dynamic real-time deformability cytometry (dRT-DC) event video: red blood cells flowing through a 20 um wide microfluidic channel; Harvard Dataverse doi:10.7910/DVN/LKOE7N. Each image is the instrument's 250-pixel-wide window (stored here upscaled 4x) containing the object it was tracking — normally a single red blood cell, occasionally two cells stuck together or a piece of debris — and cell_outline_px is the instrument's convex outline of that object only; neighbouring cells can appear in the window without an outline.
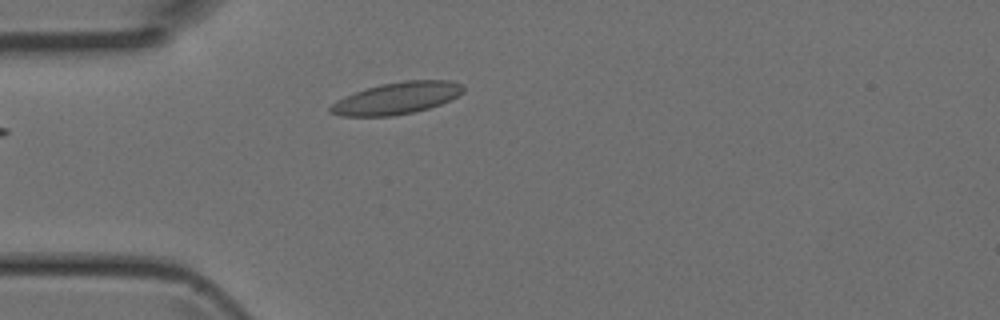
{"species": "Egyptian fruit bat (a non-hibernating species)", "species_latin": "Rousettus aegyptiacus", "temperature_condition": "room temperature", "stored_images_in_passage": 3, "camera_frame_rate_fps": 3000, "um_per_image_px": 0.085, "animal": {"sex": "female"}, "frame": {"image": 1, "passage_image": 3, "time_ms": 0.667, "image_size_px": [1000, 320], "cell_outline_px": [[464, 92], [440, 104], [428, 108], [412, 112], [392, 116], [340, 116], [328, 112], [328, 108], [336, 100], [344, 96], [380, 84], [404, 80], [448, 80], [460, 84], [464, 88]], "centroid_in_image_um": [33.68, 8.35], "position_along_channel_um": 51.3, "area_um2": 24.51}}